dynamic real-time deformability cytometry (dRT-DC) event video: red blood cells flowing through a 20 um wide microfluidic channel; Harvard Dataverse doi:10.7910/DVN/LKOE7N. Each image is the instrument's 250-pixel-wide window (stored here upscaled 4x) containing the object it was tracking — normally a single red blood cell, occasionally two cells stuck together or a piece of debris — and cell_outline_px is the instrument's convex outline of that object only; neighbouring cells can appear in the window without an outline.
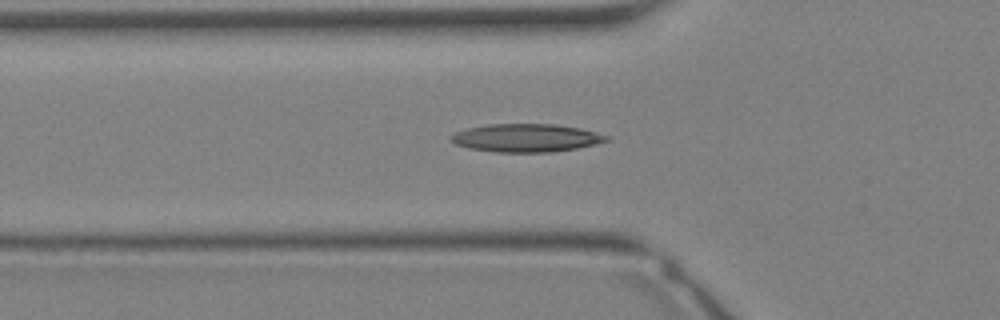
{"species": "Egyptian fruit bat (a non-hibernating species)", "species_latin": "Rousettus aegyptiacus", "temperature_condition": "warm", "stored_images_in_passage": 34, "camera_frame_rate_fps": 3000, "um_per_image_px": 0.085, "animal": {"sex": "female"}, "frame": {"image": 1, "passage_image": 11, "time_ms": 3.333, "image_size_px": [1000, 320], "cell_outline_px": [[612, 140], [576, 148], [552, 152], [496, 152], [468, 148], [456, 144], [448, 140], [448, 136], [456, 132], [468, 128], [488, 124], [552, 124], [580, 128], [608, 136]], "centroid_in_image_um": [44.68, 11.72], "position_along_channel_um": 81.1, "area_um2": 25.43}}
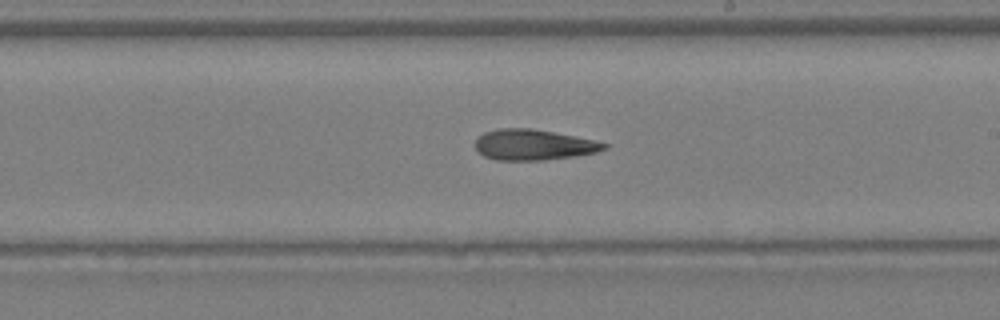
{"frame": {"image": 2, "passage_image": 19, "time_ms": 6.0, "image_size_px": [1000, 320], "cell_outline_px": [[608, 148], [596, 152], [576, 156], [544, 160], [496, 160], [484, 156], [476, 148], [476, 140], [484, 132], [496, 128], [532, 128], [592, 140], [608, 144]], "centroid_in_image_um": [45.33, 12.31], "position_along_channel_um": 243.7, "area_um2": 22.83}}
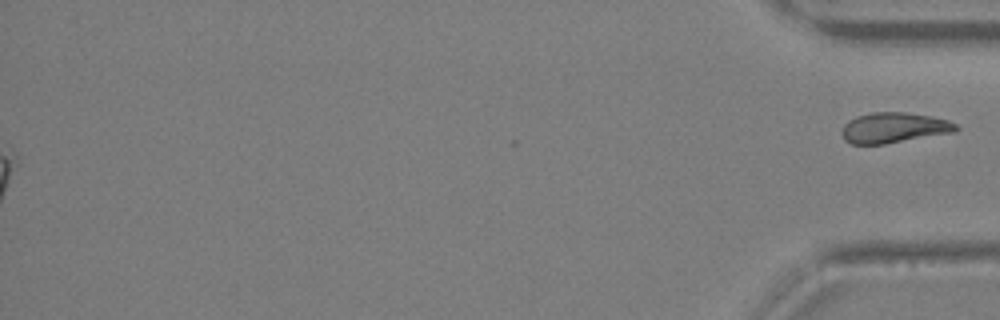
{"frame": {"image": 3, "passage_image": 34, "time_ms": 11.0, "image_size_px": [1000, 320], "cell_outline_px": [[960, 128], [952, 132], [884, 144], [852, 144], [844, 140], [840, 132], [844, 124], [848, 120], [856, 116], [872, 112], [904, 112], [932, 116], [948, 120], [956, 124]], "centroid_in_image_um": [75.93, 10.85], "position_along_channel_um": 359.3, "area_um2": 20.23}}